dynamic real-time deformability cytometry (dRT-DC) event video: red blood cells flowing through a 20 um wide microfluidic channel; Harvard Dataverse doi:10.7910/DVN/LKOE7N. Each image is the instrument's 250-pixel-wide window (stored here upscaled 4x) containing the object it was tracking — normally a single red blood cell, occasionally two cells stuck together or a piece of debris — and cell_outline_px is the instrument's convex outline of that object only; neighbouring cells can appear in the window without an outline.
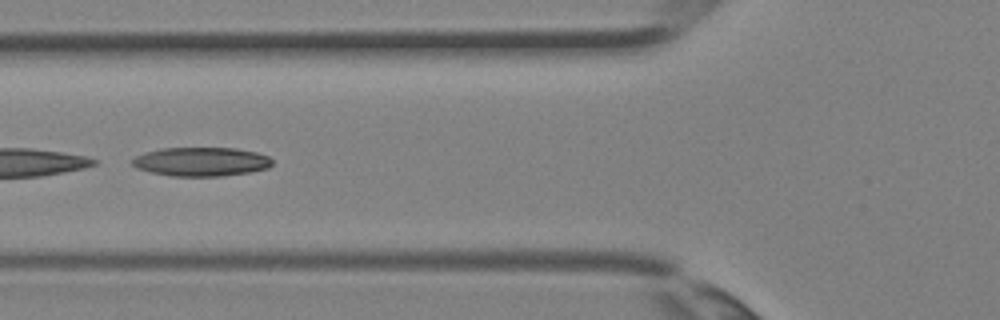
{"species": "Egyptian fruit bat (a non-hibernating species)", "species_latin": "Rousettus aegyptiacus", "temperature_condition": "room temperature", "stored_images_in_passage": 4, "camera_frame_rate_fps": 3000, "um_per_image_px": 0.085, "animal": {"sex": "female"}, "frame": {"image": 1, "passage_image": 4, "time_ms": 1.0, "image_size_px": [1000, 320], "cell_outline_px": [[272, 164], [268, 168], [248, 172], [220, 176], [172, 176], [152, 172], [136, 168], [132, 164], [132, 160], [136, 156], [144, 152], [160, 148], [236, 148], [256, 152], [268, 156], [272, 160]], "centroid_in_image_um": [17.09, 13.73], "position_along_channel_um": 108.7, "area_um2": 23.52}}